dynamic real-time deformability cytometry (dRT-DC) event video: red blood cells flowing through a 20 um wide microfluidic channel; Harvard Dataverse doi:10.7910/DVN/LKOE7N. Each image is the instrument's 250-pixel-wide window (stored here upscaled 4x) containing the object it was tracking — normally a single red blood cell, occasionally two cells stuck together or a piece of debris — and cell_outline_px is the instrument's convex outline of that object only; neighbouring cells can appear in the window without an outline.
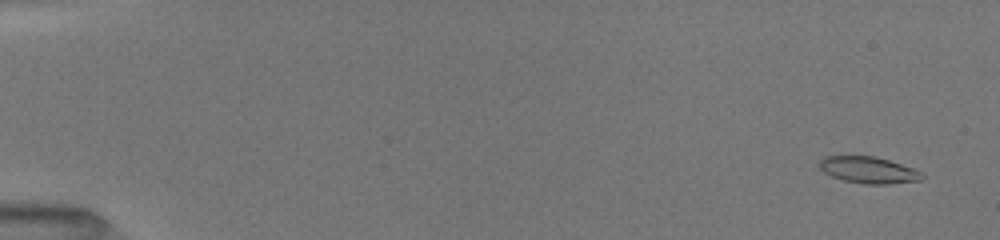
{"species": "common noctule bat (a hibernating species)", "species_latin": "Nyctalus noctula", "temperature_condition": "room temperature", "stored_images_in_passage": 52, "camera_frame_rate_fps": 3000, "um_per_image_px": 0.085, "animal": {"sex": "female", "body_mass_g": 19.5, "forearm_length_mm": 54.1}, "frame": {"image": 1, "passage_image": 3, "time_ms": 0.667, "image_size_px": [1000, 240], "cell_outline_px": [[924, 176], [920, 180], [888, 184], [864, 184], [844, 180], [832, 176], [824, 172], [820, 168], [820, 160], [824, 156], [872, 156], [888, 160], [924, 172]], "centroid_in_image_um": [73.83, 14.45], "position_along_channel_um": 11.2, "area_um2": 15.72}}
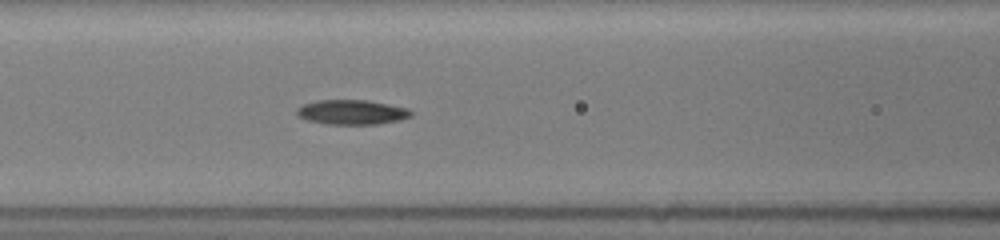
{"frame": {"image": 2, "passage_image": 24, "time_ms": 7.667, "image_size_px": [1000, 240], "cell_outline_px": [[412, 116], [400, 120], [376, 124], [328, 124], [308, 120], [296, 116], [296, 108], [304, 104], [316, 100], [368, 100], [408, 108], [412, 112]], "centroid_in_image_um": [29.89, 9.53], "position_along_channel_um": 136.7, "area_um2": 16.47}}
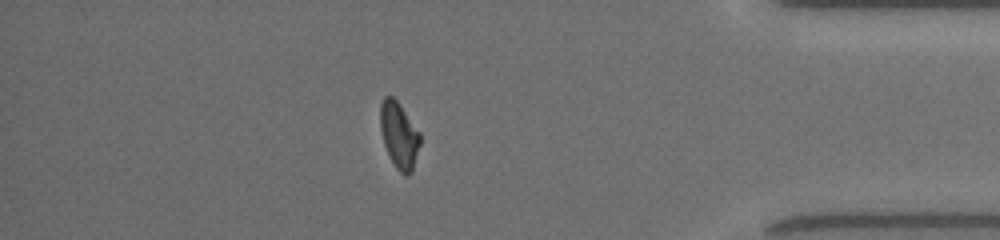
{"frame": {"image": 3, "passage_image": 46, "time_ms": 15.0, "image_size_px": [1000, 240], "cell_outline_px": [[420, 144], [412, 172], [408, 176], [404, 176], [396, 168], [384, 144], [380, 128], [380, 104], [384, 96], [392, 96], [396, 100], [420, 132]], "centroid_in_image_um": [33.92, 11.5], "position_along_channel_um": 401.3, "area_um2": 15.26}, "authors_computed_cell_mechanics": {"area_um2": 15.895, "velocity_mm_per_s": 4.0217, "shape_relaxation_time_tau1_ms": 5.4246, "shape_relaxation_time_tau2_ms": 2.6969, "deformation_change_tau1": 0.1703, "deformation_change_tau2": 0.0852}}